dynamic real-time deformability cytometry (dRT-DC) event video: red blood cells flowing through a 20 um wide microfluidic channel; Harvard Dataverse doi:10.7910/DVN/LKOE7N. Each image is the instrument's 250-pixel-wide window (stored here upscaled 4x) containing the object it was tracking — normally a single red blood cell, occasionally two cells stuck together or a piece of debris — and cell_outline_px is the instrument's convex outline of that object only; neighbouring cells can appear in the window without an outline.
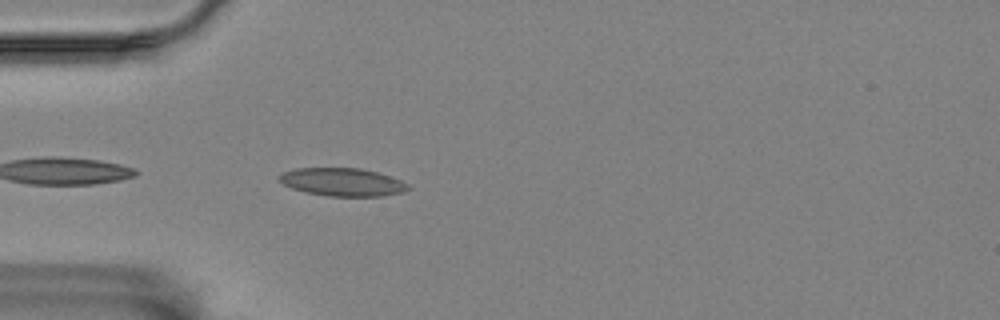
{"species": "Egyptian fruit bat (a non-hibernating species)", "species_latin": "Rousettus aegyptiacus", "temperature_condition": "room temperature", "stored_images_in_passage": 4, "camera_frame_rate_fps": 3000, "um_per_image_px": 0.085, "animal": {"sex": "female"}, "frame": {"image": 1, "passage_image": 4, "time_ms": 3.333, "image_size_px": [1000, 320], "cell_outline_px": [[412, 188], [404, 192], [380, 196], [328, 196], [304, 192], [292, 188], [284, 184], [280, 180], [280, 176], [284, 172], [296, 168], [360, 168], [376, 172], [400, 180], [408, 184]], "centroid_in_image_um": [29.13, 15.48], "position_along_channel_um": 55.9, "area_um2": 20.87}}